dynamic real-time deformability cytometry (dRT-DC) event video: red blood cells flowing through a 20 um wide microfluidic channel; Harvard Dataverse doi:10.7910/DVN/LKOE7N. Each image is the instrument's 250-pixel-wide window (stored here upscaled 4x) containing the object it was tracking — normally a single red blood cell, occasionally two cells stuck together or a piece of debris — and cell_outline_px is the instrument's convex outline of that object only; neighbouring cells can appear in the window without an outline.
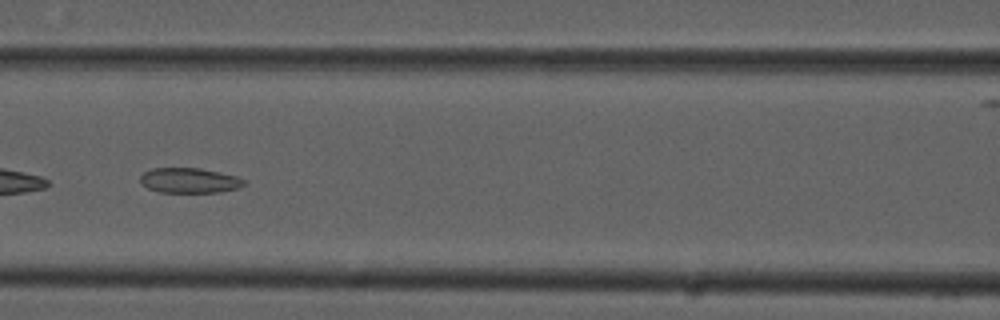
{"species": "common noctule bat (a hibernating species)", "species_latin": "Nyctalus noctula", "temperature_condition": "cold", "stored_images_in_passage": 44, "camera_frame_rate_fps": 3000, "um_per_image_px": 0.085, "animal": {"sex": "male", "forearm_length_mm": 52.5}, "frame": {"image": 1, "passage_image": 23, "time_ms": 7.333, "image_size_px": [1000, 320], "cell_outline_px": [[248, 184], [240, 188], [220, 192], [160, 192], [148, 188], [140, 184], [140, 176], [144, 172], [152, 168], [200, 168], [236, 176], [244, 180]], "centroid_in_image_um": [16.11, 15.34], "position_along_channel_um": 150.5, "area_um2": 15.26}}
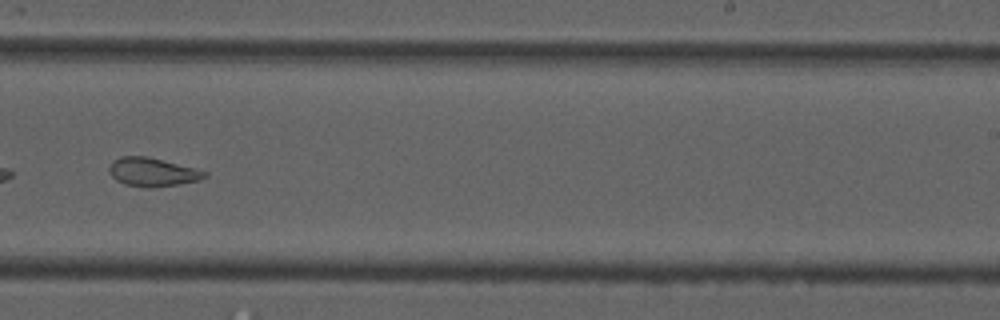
{"frame": {"image": 2, "passage_image": 33, "time_ms": 10.667, "image_size_px": [1000, 320], "cell_outline_px": [[208, 176], [200, 180], [180, 184], [152, 188], [148, 188], [124, 184], [116, 180], [108, 172], [108, 168], [112, 160], [120, 156], [144, 156], [196, 168], [208, 172]], "centroid_in_image_um": [12.95, 14.63], "position_along_channel_um": 276.0, "area_um2": 16.07}}
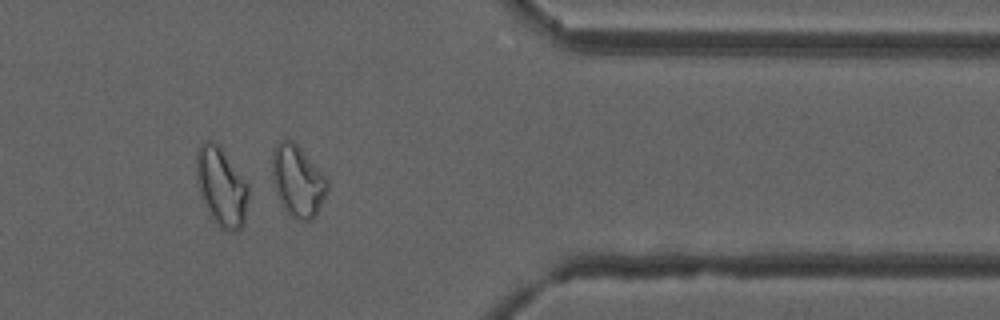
{"frame": {"image": 3, "passage_image": 43, "time_ms": 14.0, "image_size_px": [1000, 320], "cell_outline_px": [[248, 196], [244, 224], [236, 232], [228, 232], [220, 228], [216, 224], [208, 212], [200, 196], [196, 176], [196, 148], [200, 144], [208, 140], [212, 140], [220, 144], [248, 184]], "centroid_in_image_um": [18.8, 15.86], "position_along_channel_um": 392.6, "area_um2": 24.39}, "authors_computed_cell_mechanics": {"area_um2": 18.1203, "velocity_mm_per_s": 3.7781, "shape_relaxation_time_tau1_ms": null, "shape_relaxation_time_tau2_ms": 2.7011, "deformation_change_tau1": null, "deformation_change_tau2": 0.086}}